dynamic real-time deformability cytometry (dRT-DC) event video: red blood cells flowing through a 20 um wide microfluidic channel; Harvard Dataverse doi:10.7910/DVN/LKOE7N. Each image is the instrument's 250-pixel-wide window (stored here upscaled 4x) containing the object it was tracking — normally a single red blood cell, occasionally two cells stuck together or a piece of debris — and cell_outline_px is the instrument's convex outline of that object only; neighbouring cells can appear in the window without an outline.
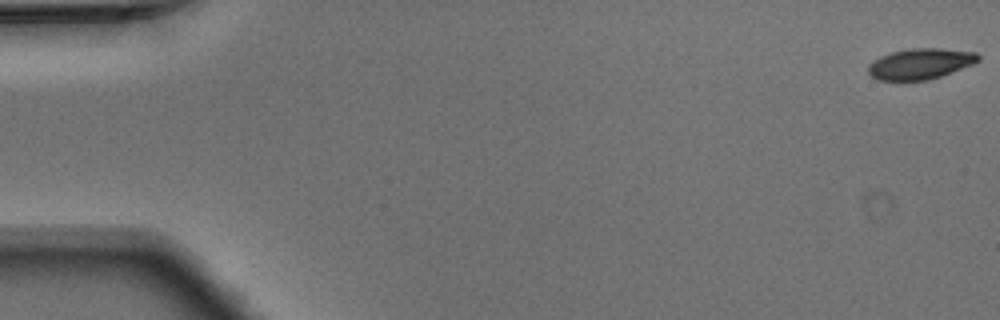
{"species": "Egyptian fruit bat (a non-hibernating species)", "species_latin": "Rousettus aegyptiacus", "temperature_condition": "warm", "stored_images_in_passage": 6, "camera_frame_rate_fps": 3000, "um_per_image_px": 0.085, "animal": {"sex": "male"}, "frame": {"image": 1, "passage_image": 1, "time_ms": 0.0, "image_size_px": [1000, 320], "cell_outline_px": [[980, 60], [972, 64], [940, 76], [928, 80], [880, 80], [872, 76], [868, 72], [868, 64], [872, 60], [880, 56], [892, 52], [912, 48], [940, 48], [976, 52], [980, 56]], "centroid_in_image_um": [78.21, 5.41], "position_along_channel_um": 6.8, "area_um2": 19.59}}
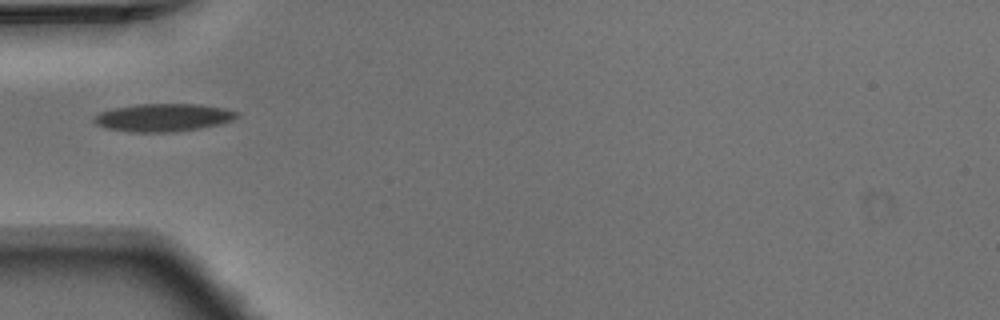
{"frame": {"image": 2, "passage_image": 5, "time_ms": 1.333, "image_size_px": [1000, 320], "cell_outline_px": [[240, 116], [224, 124], [200, 128], [172, 132], [132, 132], [104, 128], [96, 124], [92, 120], [92, 116], [100, 112], [116, 108], [136, 104], [200, 104], [224, 108], [240, 112]], "centroid_in_image_um": [13.91, 9.99], "position_along_channel_um": 71.1, "area_um2": 23.47}}
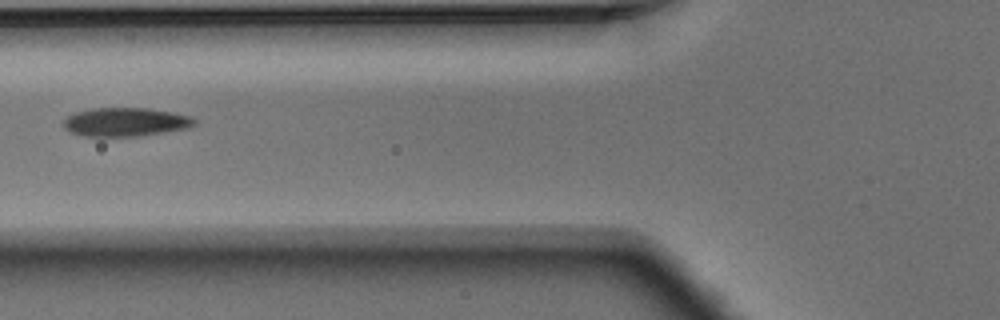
{"frame": {"image": 3, "passage_image": 6, "time_ms": 1.667, "image_size_px": [1000, 320], "cell_outline_px": [[196, 124], [188, 128], [140, 136], [84, 136], [68, 132], [64, 128], [64, 120], [68, 116], [76, 112], [92, 108], [148, 108], [172, 112], [188, 116], [196, 120]], "centroid_in_image_um": [10.65, 10.37], "position_along_channel_um": 115.2, "area_um2": 21.85}}